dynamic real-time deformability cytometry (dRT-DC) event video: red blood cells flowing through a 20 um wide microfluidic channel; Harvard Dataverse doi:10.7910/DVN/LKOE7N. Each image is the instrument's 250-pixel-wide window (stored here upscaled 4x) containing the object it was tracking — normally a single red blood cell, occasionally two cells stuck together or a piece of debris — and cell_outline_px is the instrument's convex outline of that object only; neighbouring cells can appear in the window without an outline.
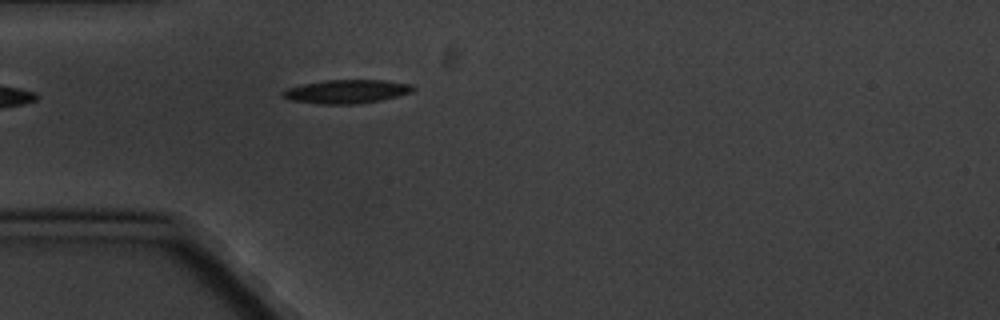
{"species": "common noctule bat (a hibernating species)", "species_latin": "Nyctalus noctula", "temperature_condition": "cold", "stored_images_in_passage": 3, "camera_frame_rate_fps": 3000, "um_per_image_px": 0.085, "animal": {"sex": "male", "body_mass_g": 20.1, "forearm_length_mm": 53.5}, "frame": {"image": 1, "passage_image": 3, "time_ms": 2.333, "image_size_px": [1000, 320], "cell_outline_px": [[416, 88], [412, 92], [380, 100], [356, 104], [320, 104], [288, 100], [280, 96], [280, 92], [288, 88], [304, 84], [324, 80], [388, 80], [412, 84]], "centroid_in_image_um": [29.44, 7.78], "position_along_channel_um": 55.6, "area_um2": 18.09}}